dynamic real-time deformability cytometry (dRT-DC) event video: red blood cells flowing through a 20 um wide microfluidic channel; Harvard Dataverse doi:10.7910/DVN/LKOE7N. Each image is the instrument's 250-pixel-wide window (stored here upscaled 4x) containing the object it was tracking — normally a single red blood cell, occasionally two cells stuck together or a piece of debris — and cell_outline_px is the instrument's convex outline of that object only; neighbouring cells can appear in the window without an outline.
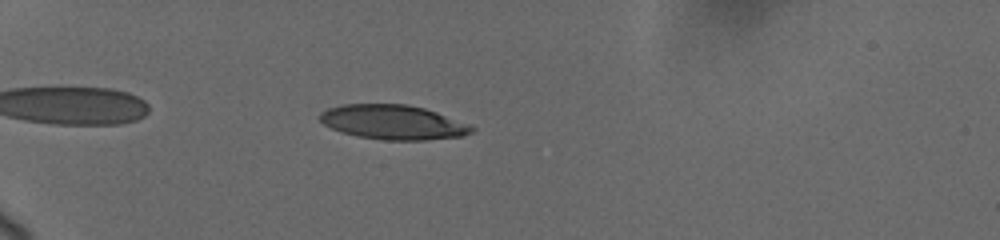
{"species": "human", "species_latin": "Homo sapiens", "temperature_condition": "cold", "stored_images_in_passage": 37, "camera_frame_rate_fps": 3000, "um_per_image_px": 0.085, "donor": {"sex": "female"}, "frame": {"image": 1, "passage_image": 7, "time_ms": 1.667, "image_size_px": [1000, 240], "cell_outline_px": [[476, 128], [472, 132], [464, 136], [424, 140], [384, 140], [356, 136], [340, 132], [324, 124], [320, 120], [320, 112], [328, 108], [344, 104], [404, 104], [424, 108], [472, 124]], "centroid_in_image_um": [33.44, 10.39], "position_along_channel_um": 51.6, "area_um2": 30.69}}
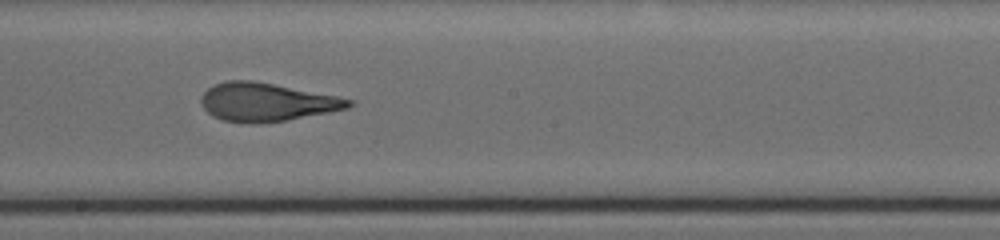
{"frame": {"image": 2, "passage_image": 21, "time_ms": 7.333, "image_size_px": [1000, 240], "cell_outline_px": [[352, 104], [348, 108], [328, 112], [284, 120], [224, 120], [212, 116], [204, 108], [200, 100], [200, 96], [208, 88], [216, 84], [228, 80], [252, 80], [336, 96], [352, 100]], "centroid_in_image_um": [22.63, 8.63], "position_along_channel_um": 225.6, "area_um2": 31.56}}
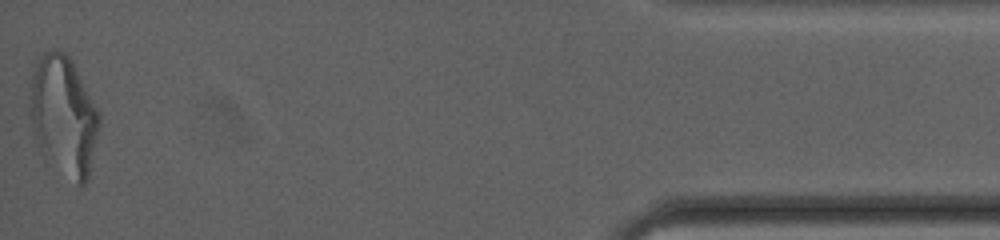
{"frame": {"image": 3, "passage_image": 37, "time_ms": 14.667, "image_size_px": [1000, 240], "cell_outline_px": [[100, 124], [88, 180], [84, 184], [76, 184], [44, 160], [28, 116], [28, 96], [32, 72], [36, 64], [44, 52], [52, 48], [56, 48], [64, 52], [72, 60], [100, 112]], "centroid_in_image_um": [5.38, 9.84], "position_along_channel_um": 429.8, "area_um2": 49.25}, "authors_computed_cell_mechanics": {"area_um2": 32.8304, "velocity_mm_per_s": 3.7058, "shape_relaxation_time_tau1_ms": 5.3403, "shape_relaxation_time_tau2_ms": 1.1933, "deformation_change_tau1": 0.2256, "deformation_change_tau2": 0.0892}}